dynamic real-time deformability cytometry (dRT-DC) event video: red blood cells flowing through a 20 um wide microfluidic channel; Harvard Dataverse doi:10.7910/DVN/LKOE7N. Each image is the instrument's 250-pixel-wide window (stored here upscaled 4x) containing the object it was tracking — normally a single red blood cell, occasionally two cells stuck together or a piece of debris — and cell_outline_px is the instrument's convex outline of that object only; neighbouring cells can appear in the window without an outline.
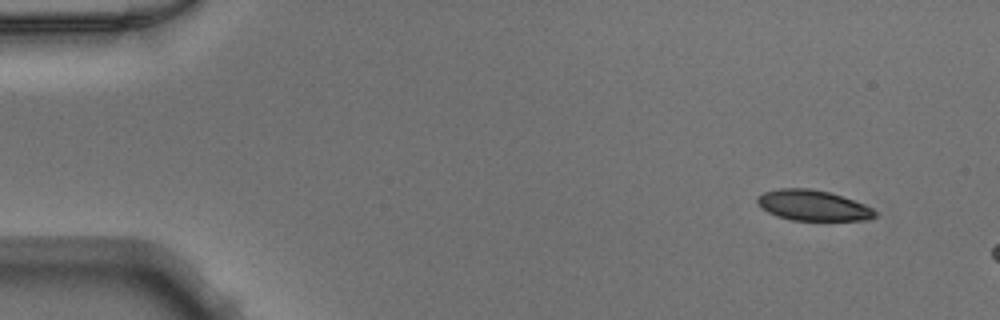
{"species": "Egyptian fruit bat (a non-hibernating species)", "species_latin": "Rousettus aegyptiacus", "temperature_condition": "warm", "stored_images_in_passage": 6, "camera_frame_rate_fps": 3000, "um_per_image_px": 0.085, "animal": {"sex": "male"}, "frame": {"image": 1, "passage_image": 1, "time_ms": 0.0, "image_size_px": [1000, 320], "cell_outline_px": [[876, 216], [868, 220], [792, 220], [776, 216], [760, 208], [756, 204], [756, 196], [764, 192], [780, 188], [812, 188], [828, 192], [864, 204], [872, 208], [876, 212]], "centroid_in_image_um": [69.04, 17.46], "position_along_channel_um": 16.0, "area_um2": 20.98}}